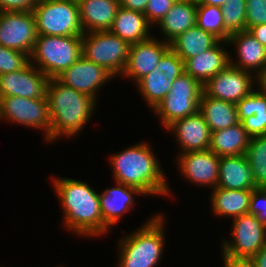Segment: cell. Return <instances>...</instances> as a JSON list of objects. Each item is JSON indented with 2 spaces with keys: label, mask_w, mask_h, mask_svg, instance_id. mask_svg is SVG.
Wrapping results in <instances>:
<instances>
[{
  "label": "cell",
  "mask_w": 266,
  "mask_h": 267,
  "mask_svg": "<svg viewBox=\"0 0 266 267\" xmlns=\"http://www.w3.org/2000/svg\"><path fill=\"white\" fill-rule=\"evenodd\" d=\"M227 44H232L237 50V62L231 59L230 64L241 70L251 71L259 78L266 70V47H264L248 30L230 35ZM234 61V62H233Z\"/></svg>",
  "instance_id": "ac0fdd59"
},
{
  "label": "cell",
  "mask_w": 266,
  "mask_h": 267,
  "mask_svg": "<svg viewBox=\"0 0 266 267\" xmlns=\"http://www.w3.org/2000/svg\"><path fill=\"white\" fill-rule=\"evenodd\" d=\"M178 166L181 175L196 185H209L212 189L217 187L219 176V160L211 150L205 151H189L179 153Z\"/></svg>",
  "instance_id": "2e32d148"
},
{
  "label": "cell",
  "mask_w": 266,
  "mask_h": 267,
  "mask_svg": "<svg viewBox=\"0 0 266 267\" xmlns=\"http://www.w3.org/2000/svg\"><path fill=\"white\" fill-rule=\"evenodd\" d=\"M156 39L150 37L148 40L130 44L128 60L121 73L123 77L132 78L136 84L156 68L161 56L170 48L169 43Z\"/></svg>",
  "instance_id": "9a60e30c"
},
{
  "label": "cell",
  "mask_w": 266,
  "mask_h": 267,
  "mask_svg": "<svg viewBox=\"0 0 266 267\" xmlns=\"http://www.w3.org/2000/svg\"><path fill=\"white\" fill-rule=\"evenodd\" d=\"M10 120L19 125L43 129L44 140L50 135L51 119L48 99H28L19 96L0 97V120Z\"/></svg>",
  "instance_id": "9c48e42d"
},
{
  "label": "cell",
  "mask_w": 266,
  "mask_h": 267,
  "mask_svg": "<svg viewBox=\"0 0 266 267\" xmlns=\"http://www.w3.org/2000/svg\"><path fill=\"white\" fill-rule=\"evenodd\" d=\"M120 6L123 8L141 12L144 14L148 4V0H119Z\"/></svg>",
  "instance_id": "b9f144b4"
},
{
  "label": "cell",
  "mask_w": 266,
  "mask_h": 267,
  "mask_svg": "<svg viewBox=\"0 0 266 267\" xmlns=\"http://www.w3.org/2000/svg\"><path fill=\"white\" fill-rule=\"evenodd\" d=\"M49 77L29 63L23 69L0 75V97L47 98Z\"/></svg>",
  "instance_id": "4fadbf2b"
},
{
  "label": "cell",
  "mask_w": 266,
  "mask_h": 267,
  "mask_svg": "<svg viewBox=\"0 0 266 267\" xmlns=\"http://www.w3.org/2000/svg\"><path fill=\"white\" fill-rule=\"evenodd\" d=\"M173 131L181 153L209 149L211 131L198 111L196 114L174 121L166 130Z\"/></svg>",
  "instance_id": "e0dca14e"
},
{
  "label": "cell",
  "mask_w": 266,
  "mask_h": 267,
  "mask_svg": "<svg viewBox=\"0 0 266 267\" xmlns=\"http://www.w3.org/2000/svg\"><path fill=\"white\" fill-rule=\"evenodd\" d=\"M232 221L233 240H223L222 254L232 258L251 259L266 244V227L252 214L235 217Z\"/></svg>",
  "instance_id": "30bf717a"
},
{
  "label": "cell",
  "mask_w": 266,
  "mask_h": 267,
  "mask_svg": "<svg viewBox=\"0 0 266 267\" xmlns=\"http://www.w3.org/2000/svg\"><path fill=\"white\" fill-rule=\"evenodd\" d=\"M258 83L259 86H261L265 91H266V70L265 72L258 78Z\"/></svg>",
  "instance_id": "bcb514c9"
},
{
  "label": "cell",
  "mask_w": 266,
  "mask_h": 267,
  "mask_svg": "<svg viewBox=\"0 0 266 267\" xmlns=\"http://www.w3.org/2000/svg\"><path fill=\"white\" fill-rule=\"evenodd\" d=\"M266 24V0H246V30Z\"/></svg>",
  "instance_id": "e575fe53"
},
{
  "label": "cell",
  "mask_w": 266,
  "mask_h": 267,
  "mask_svg": "<svg viewBox=\"0 0 266 267\" xmlns=\"http://www.w3.org/2000/svg\"><path fill=\"white\" fill-rule=\"evenodd\" d=\"M217 187L230 190L257 188L245 155L220 157Z\"/></svg>",
  "instance_id": "7402d4cb"
},
{
  "label": "cell",
  "mask_w": 266,
  "mask_h": 267,
  "mask_svg": "<svg viewBox=\"0 0 266 267\" xmlns=\"http://www.w3.org/2000/svg\"><path fill=\"white\" fill-rule=\"evenodd\" d=\"M220 40L213 34L194 25L186 32L177 36L169 45L170 48L184 61L195 57L201 52L214 47Z\"/></svg>",
  "instance_id": "83f0119b"
},
{
  "label": "cell",
  "mask_w": 266,
  "mask_h": 267,
  "mask_svg": "<svg viewBox=\"0 0 266 267\" xmlns=\"http://www.w3.org/2000/svg\"><path fill=\"white\" fill-rule=\"evenodd\" d=\"M164 217H151L135 232L119 240L118 267H155L163 254Z\"/></svg>",
  "instance_id": "277c9868"
},
{
  "label": "cell",
  "mask_w": 266,
  "mask_h": 267,
  "mask_svg": "<svg viewBox=\"0 0 266 267\" xmlns=\"http://www.w3.org/2000/svg\"><path fill=\"white\" fill-rule=\"evenodd\" d=\"M225 267H255L254 262L247 258H232L222 255Z\"/></svg>",
  "instance_id": "60d3db41"
},
{
  "label": "cell",
  "mask_w": 266,
  "mask_h": 267,
  "mask_svg": "<svg viewBox=\"0 0 266 267\" xmlns=\"http://www.w3.org/2000/svg\"><path fill=\"white\" fill-rule=\"evenodd\" d=\"M248 214L255 215L259 223L266 227V187L252 189Z\"/></svg>",
  "instance_id": "d590c367"
},
{
  "label": "cell",
  "mask_w": 266,
  "mask_h": 267,
  "mask_svg": "<svg viewBox=\"0 0 266 267\" xmlns=\"http://www.w3.org/2000/svg\"><path fill=\"white\" fill-rule=\"evenodd\" d=\"M55 192L63 209L65 228L88 237L107 233L103 223L99 194L88 183L71 178L53 179Z\"/></svg>",
  "instance_id": "6da1fadb"
},
{
  "label": "cell",
  "mask_w": 266,
  "mask_h": 267,
  "mask_svg": "<svg viewBox=\"0 0 266 267\" xmlns=\"http://www.w3.org/2000/svg\"><path fill=\"white\" fill-rule=\"evenodd\" d=\"M241 124L250 137L266 135V114H254Z\"/></svg>",
  "instance_id": "f35d334b"
},
{
  "label": "cell",
  "mask_w": 266,
  "mask_h": 267,
  "mask_svg": "<svg viewBox=\"0 0 266 267\" xmlns=\"http://www.w3.org/2000/svg\"><path fill=\"white\" fill-rule=\"evenodd\" d=\"M117 187H111L99 194L100 209L103 223L109 228L121 221L123 214L134 204L133 195H145L135 187L116 183Z\"/></svg>",
  "instance_id": "d6986e66"
},
{
  "label": "cell",
  "mask_w": 266,
  "mask_h": 267,
  "mask_svg": "<svg viewBox=\"0 0 266 267\" xmlns=\"http://www.w3.org/2000/svg\"><path fill=\"white\" fill-rule=\"evenodd\" d=\"M197 3L222 7L227 0H196Z\"/></svg>",
  "instance_id": "f6af8a7d"
},
{
  "label": "cell",
  "mask_w": 266,
  "mask_h": 267,
  "mask_svg": "<svg viewBox=\"0 0 266 267\" xmlns=\"http://www.w3.org/2000/svg\"><path fill=\"white\" fill-rule=\"evenodd\" d=\"M203 85L183 72L172 83L169 93L153 109L164 128L174 121L196 114L199 111Z\"/></svg>",
  "instance_id": "52a82bcc"
},
{
  "label": "cell",
  "mask_w": 266,
  "mask_h": 267,
  "mask_svg": "<svg viewBox=\"0 0 266 267\" xmlns=\"http://www.w3.org/2000/svg\"><path fill=\"white\" fill-rule=\"evenodd\" d=\"M36 39L33 12H0V45L30 56Z\"/></svg>",
  "instance_id": "7c38bea8"
},
{
  "label": "cell",
  "mask_w": 266,
  "mask_h": 267,
  "mask_svg": "<svg viewBox=\"0 0 266 267\" xmlns=\"http://www.w3.org/2000/svg\"><path fill=\"white\" fill-rule=\"evenodd\" d=\"M130 44L110 31L87 32L82 35V55L107 70L120 75L128 60Z\"/></svg>",
  "instance_id": "ba28073f"
},
{
  "label": "cell",
  "mask_w": 266,
  "mask_h": 267,
  "mask_svg": "<svg viewBox=\"0 0 266 267\" xmlns=\"http://www.w3.org/2000/svg\"><path fill=\"white\" fill-rule=\"evenodd\" d=\"M196 25L213 34L220 41H227L230 33L225 29L221 7L197 3Z\"/></svg>",
  "instance_id": "f546056e"
},
{
  "label": "cell",
  "mask_w": 266,
  "mask_h": 267,
  "mask_svg": "<svg viewBox=\"0 0 266 267\" xmlns=\"http://www.w3.org/2000/svg\"><path fill=\"white\" fill-rule=\"evenodd\" d=\"M252 190H230L216 187L211 195L213 213L232 216V219L248 214Z\"/></svg>",
  "instance_id": "4316f807"
},
{
  "label": "cell",
  "mask_w": 266,
  "mask_h": 267,
  "mask_svg": "<svg viewBox=\"0 0 266 267\" xmlns=\"http://www.w3.org/2000/svg\"><path fill=\"white\" fill-rule=\"evenodd\" d=\"M111 78L113 76L107 70L87 60L83 55L56 77L63 85L86 94L96 101L98 88L103 86L106 81L108 82L109 79L111 80Z\"/></svg>",
  "instance_id": "5bb4252c"
},
{
  "label": "cell",
  "mask_w": 266,
  "mask_h": 267,
  "mask_svg": "<svg viewBox=\"0 0 266 267\" xmlns=\"http://www.w3.org/2000/svg\"><path fill=\"white\" fill-rule=\"evenodd\" d=\"M46 96L51 119L50 135L45 140L48 142L80 133L97 104L92 97L63 85L56 78L49 79Z\"/></svg>",
  "instance_id": "3957f363"
},
{
  "label": "cell",
  "mask_w": 266,
  "mask_h": 267,
  "mask_svg": "<svg viewBox=\"0 0 266 267\" xmlns=\"http://www.w3.org/2000/svg\"><path fill=\"white\" fill-rule=\"evenodd\" d=\"M176 0H148L145 16L151 25H155L171 9ZM155 23V24H154Z\"/></svg>",
  "instance_id": "8d00e7d4"
},
{
  "label": "cell",
  "mask_w": 266,
  "mask_h": 267,
  "mask_svg": "<svg viewBox=\"0 0 266 267\" xmlns=\"http://www.w3.org/2000/svg\"><path fill=\"white\" fill-rule=\"evenodd\" d=\"M251 260L254 262L255 267H266V244L251 258Z\"/></svg>",
  "instance_id": "ee69618b"
},
{
  "label": "cell",
  "mask_w": 266,
  "mask_h": 267,
  "mask_svg": "<svg viewBox=\"0 0 266 267\" xmlns=\"http://www.w3.org/2000/svg\"><path fill=\"white\" fill-rule=\"evenodd\" d=\"M180 75L160 72L156 67L136 84L141 92V96H143V99L153 110L169 93L172 83Z\"/></svg>",
  "instance_id": "f1b7e54d"
},
{
  "label": "cell",
  "mask_w": 266,
  "mask_h": 267,
  "mask_svg": "<svg viewBox=\"0 0 266 267\" xmlns=\"http://www.w3.org/2000/svg\"><path fill=\"white\" fill-rule=\"evenodd\" d=\"M38 0H0V12H33Z\"/></svg>",
  "instance_id": "ab89813d"
},
{
  "label": "cell",
  "mask_w": 266,
  "mask_h": 267,
  "mask_svg": "<svg viewBox=\"0 0 266 267\" xmlns=\"http://www.w3.org/2000/svg\"><path fill=\"white\" fill-rule=\"evenodd\" d=\"M197 1L176 0L166 15L159 20L164 41L170 43L180 34L196 25Z\"/></svg>",
  "instance_id": "603a6c76"
},
{
  "label": "cell",
  "mask_w": 266,
  "mask_h": 267,
  "mask_svg": "<svg viewBox=\"0 0 266 267\" xmlns=\"http://www.w3.org/2000/svg\"><path fill=\"white\" fill-rule=\"evenodd\" d=\"M250 136L241 122L229 128L211 132L209 150L217 156L245 155Z\"/></svg>",
  "instance_id": "484cf974"
},
{
  "label": "cell",
  "mask_w": 266,
  "mask_h": 267,
  "mask_svg": "<svg viewBox=\"0 0 266 267\" xmlns=\"http://www.w3.org/2000/svg\"><path fill=\"white\" fill-rule=\"evenodd\" d=\"M199 112L211 132L239 123L236 104L209 97L204 92L200 98Z\"/></svg>",
  "instance_id": "d4e9b609"
},
{
  "label": "cell",
  "mask_w": 266,
  "mask_h": 267,
  "mask_svg": "<svg viewBox=\"0 0 266 267\" xmlns=\"http://www.w3.org/2000/svg\"><path fill=\"white\" fill-rule=\"evenodd\" d=\"M30 63V56L0 45V75L16 72Z\"/></svg>",
  "instance_id": "836d02e7"
},
{
  "label": "cell",
  "mask_w": 266,
  "mask_h": 267,
  "mask_svg": "<svg viewBox=\"0 0 266 267\" xmlns=\"http://www.w3.org/2000/svg\"><path fill=\"white\" fill-rule=\"evenodd\" d=\"M260 91L255 89L236 103L239 122L254 114H266V91L258 86Z\"/></svg>",
  "instance_id": "d6a6232c"
},
{
  "label": "cell",
  "mask_w": 266,
  "mask_h": 267,
  "mask_svg": "<svg viewBox=\"0 0 266 267\" xmlns=\"http://www.w3.org/2000/svg\"><path fill=\"white\" fill-rule=\"evenodd\" d=\"M151 26L145 14L120 6L109 31L133 44L148 40Z\"/></svg>",
  "instance_id": "cb8c5ba5"
},
{
  "label": "cell",
  "mask_w": 266,
  "mask_h": 267,
  "mask_svg": "<svg viewBox=\"0 0 266 267\" xmlns=\"http://www.w3.org/2000/svg\"><path fill=\"white\" fill-rule=\"evenodd\" d=\"M156 67L160 72L167 74H182L184 72V61L169 48L161 56Z\"/></svg>",
  "instance_id": "74e56055"
},
{
  "label": "cell",
  "mask_w": 266,
  "mask_h": 267,
  "mask_svg": "<svg viewBox=\"0 0 266 267\" xmlns=\"http://www.w3.org/2000/svg\"><path fill=\"white\" fill-rule=\"evenodd\" d=\"M248 31L251 32L264 47H266V24L253 26Z\"/></svg>",
  "instance_id": "7bdbcfd3"
},
{
  "label": "cell",
  "mask_w": 266,
  "mask_h": 267,
  "mask_svg": "<svg viewBox=\"0 0 266 267\" xmlns=\"http://www.w3.org/2000/svg\"><path fill=\"white\" fill-rule=\"evenodd\" d=\"M82 55V36L37 35L30 63L50 79L56 78ZM37 63V64H36Z\"/></svg>",
  "instance_id": "5b68a950"
},
{
  "label": "cell",
  "mask_w": 266,
  "mask_h": 267,
  "mask_svg": "<svg viewBox=\"0 0 266 267\" xmlns=\"http://www.w3.org/2000/svg\"><path fill=\"white\" fill-rule=\"evenodd\" d=\"M84 33L109 31L120 7L119 0H77Z\"/></svg>",
  "instance_id": "ffe728a7"
},
{
  "label": "cell",
  "mask_w": 266,
  "mask_h": 267,
  "mask_svg": "<svg viewBox=\"0 0 266 267\" xmlns=\"http://www.w3.org/2000/svg\"><path fill=\"white\" fill-rule=\"evenodd\" d=\"M251 73L229 63L203 85V92L209 97L236 104L253 91V82L258 78Z\"/></svg>",
  "instance_id": "8fae6325"
},
{
  "label": "cell",
  "mask_w": 266,
  "mask_h": 267,
  "mask_svg": "<svg viewBox=\"0 0 266 267\" xmlns=\"http://www.w3.org/2000/svg\"><path fill=\"white\" fill-rule=\"evenodd\" d=\"M221 10L225 29L230 34L246 30V0H227Z\"/></svg>",
  "instance_id": "1f68e13d"
},
{
  "label": "cell",
  "mask_w": 266,
  "mask_h": 267,
  "mask_svg": "<svg viewBox=\"0 0 266 267\" xmlns=\"http://www.w3.org/2000/svg\"><path fill=\"white\" fill-rule=\"evenodd\" d=\"M223 42L219 41L207 51L184 60V72L204 85L213 76L223 71L230 63V54L222 47Z\"/></svg>",
  "instance_id": "44dd1931"
},
{
  "label": "cell",
  "mask_w": 266,
  "mask_h": 267,
  "mask_svg": "<svg viewBox=\"0 0 266 267\" xmlns=\"http://www.w3.org/2000/svg\"><path fill=\"white\" fill-rule=\"evenodd\" d=\"M146 143L132 145L123 152L111 155L110 166L116 182L135 187L145 195H168L167 185L160 162Z\"/></svg>",
  "instance_id": "7a4b0ae2"
},
{
  "label": "cell",
  "mask_w": 266,
  "mask_h": 267,
  "mask_svg": "<svg viewBox=\"0 0 266 267\" xmlns=\"http://www.w3.org/2000/svg\"><path fill=\"white\" fill-rule=\"evenodd\" d=\"M37 35L82 36L77 0H43L33 10Z\"/></svg>",
  "instance_id": "8992f818"
},
{
  "label": "cell",
  "mask_w": 266,
  "mask_h": 267,
  "mask_svg": "<svg viewBox=\"0 0 266 267\" xmlns=\"http://www.w3.org/2000/svg\"><path fill=\"white\" fill-rule=\"evenodd\" d=\"M245 156L250 164L255 185L266 187V135L250 137Z\"/></svg>",
  "instance_id": "4dcf8cb0"
}]
</instances>
